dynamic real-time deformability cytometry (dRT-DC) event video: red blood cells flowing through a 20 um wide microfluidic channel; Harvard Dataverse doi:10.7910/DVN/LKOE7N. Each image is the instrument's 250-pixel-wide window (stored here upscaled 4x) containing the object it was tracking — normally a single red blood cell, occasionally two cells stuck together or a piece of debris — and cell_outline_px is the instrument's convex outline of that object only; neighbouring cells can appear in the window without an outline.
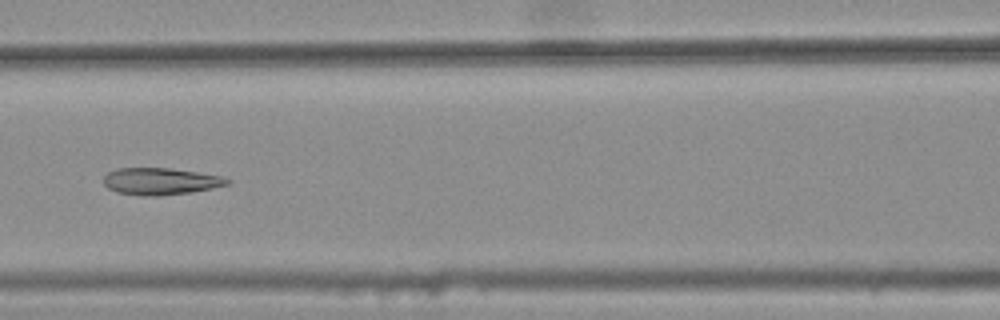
{"species": "common noctule bat (a hibernating species)", "species_latin": "Nyctalus noctula", "temperature_condition": "warm", "stored_images_in_passage": 6, "camera_frame_rate_fps": 3000, "um_per_image_px": 0.085, "animal": {"sex": "female", "body_mass_g": 25.1}, "frame": {"image": 1, "passage_image": 6, "time_ms": 1.667, "image_size_px": [1000, 320], "cell_outline_px": [[232, 184], [212, 188], [188, 192], [156, 196], [144, 196], [116, 192], [108, 188], [104, 184], [104, 176], [108, 172], [116, 168], [168, 168], [196, 172], [220, 176], [232, 180]], "centroid_in_image_um": [13.63, 15.41], "position_along_channel_um": 153.0, "area_um2": 19.31}}